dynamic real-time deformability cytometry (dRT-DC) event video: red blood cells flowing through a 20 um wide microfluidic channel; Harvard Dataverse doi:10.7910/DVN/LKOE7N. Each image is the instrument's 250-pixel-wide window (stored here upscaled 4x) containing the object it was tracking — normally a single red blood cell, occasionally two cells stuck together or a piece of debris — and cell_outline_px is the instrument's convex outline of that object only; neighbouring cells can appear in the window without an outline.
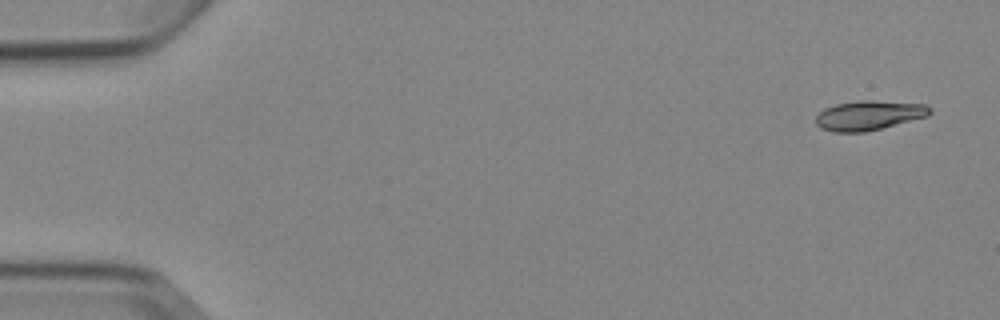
{"species": "Egyptian fruit bat (a non-hibernating species)", "species_latin": "Rousettus aegyptiacus", "temperature_condition": "cold", "stored_images_in_passage": 8, "camera_frame_rate_fps": 3000, "um_per_image_px": 0.085, "animal": {"sex": "female"}, "frame": {"image": 1, "passage_image": 1, "time_ms": 0.0, "image_size_px": [1000, 320], "cell_outline_px": [[932, 112], [928, 116], [864, 132], [836, 132], [820, 128], [816, 124], [816, 116], [824, 108], [836, 104], [856, 100], [876, 100], [924, 104], [932, 108]], "centroid_in_image_um": [73.85, 9.79], "position_along_channel_um": 11.1, "area_um2": 19.65}}
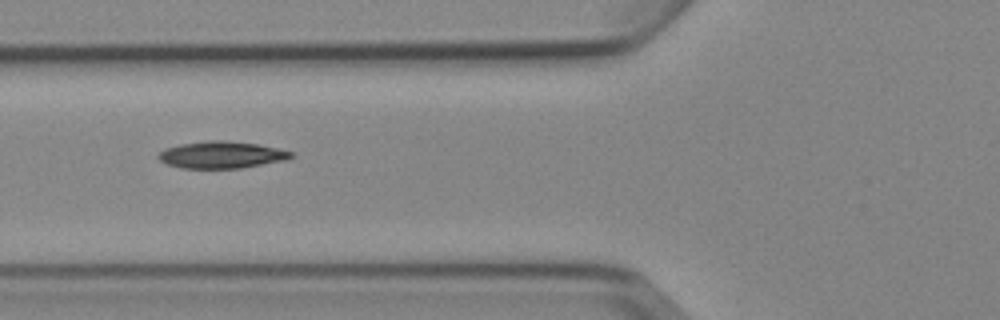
{"frame": {"image": 2, "passage_image": 6, "time_ms": 6.0, "image_size_px": [1000, 320], "cell_outline_px": [[292, 156], [288, 160], [240, 168], [180, 168], [168, 164], [160, 160], [156, 156], [164, 148], [180, 144], [208, 140], [220, 140], [260, 144], [292, 152]], "centroid_in_image_um": [18.81, 13.16], "position_along_channel_um": 107.0, "area_um2": 20.81}}
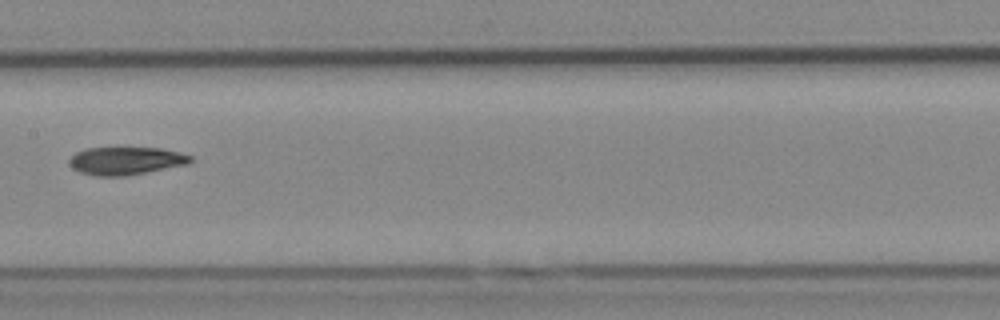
{"frame": {"image": 3, "passage_image": 8, "time_ms": 8.333, "image_size_px": [1000, 320], "cell_outline_px": [[192, 160], [188, 164], [124, 176], [92, 176], [80, 172], [72, 168], [68, 164], [68, 160], [76, 152], [84, 148], [164, 148], [180, 152], [192, 156]], "centroid_in_image_um": [10.67, 13.66], "position_along_channel_um": 196.7, "area_um2": 19.77}}